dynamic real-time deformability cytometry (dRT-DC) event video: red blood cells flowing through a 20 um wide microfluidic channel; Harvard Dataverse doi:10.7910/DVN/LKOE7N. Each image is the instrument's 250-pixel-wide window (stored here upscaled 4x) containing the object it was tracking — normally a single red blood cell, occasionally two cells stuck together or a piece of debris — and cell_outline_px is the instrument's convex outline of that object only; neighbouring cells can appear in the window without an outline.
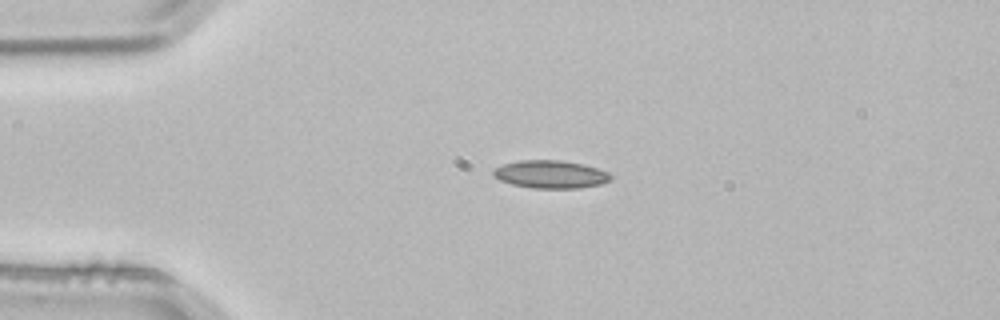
{"species": "common noctule bat (a hibernating species)", "species_latin": "Nyctalus noctula", "temperature_condition": "room temperature", "stored_images_in_passage": 3, "camera_frame_rate_fps": 3000, "um_per_image_px": 0.085, "animal": {"sex": "male", "body_mass_g": 21.5, "forearm_length_mm": 52.0}, "frame": {"image": 1, "passage_image": 3, "time_ms": 0.667, "image_size_px": [1000, 320], "cell_outline_px": [[612, 176], [608, 180], [600, 184], [580, 188], [532, 188], [512, 184], [500, 180], [492, 176], [492, 172], [496, 168], [504, 164], [520, 160], [560, 160], [580, 164], [596, 168], [608, 172]], "centroid_in_image_um": [46.76, 14.82], "position_along_channel_um": 38.2, "area_um2": 18.84}}